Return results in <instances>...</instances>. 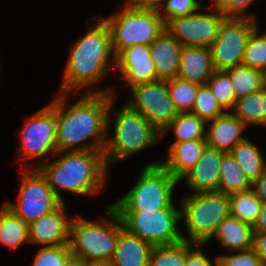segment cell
I'll list each match as a JSON object with an SVG mask.
<instances>
[{
	"label": "cell",
	"instance_id": "1",
	"mask_svg": "<svg viewBox=\"0 0 266 266\" xmlns=\"http://www.w3.org/2000/svg\"><path fill=\"white\" fill-rule=\"evenodd\" d=\"M56 97V144L59 151L104 152L108 137L110 112L115 101L113 89L87 91L67 105V93L58 92ZM68 106V108H67ZM91 142H84L89 140ZM81 143V145H80Z\"/></svg>",
	"mask_w": 266,
	"mask_h": 266
},
{
	"label": "cell",
	"instance_id": "2",
	"mask_svg": "<svg viewBox=\"0 0 266 266\" xmlns=\"http://www.w3.org/2000/svg\"><path fill=\"white\" fill-rule=\"evenodd\" d=\"M98 19L99 23L92 24L93 27L72 45L58 92L77 93L93 87L113 68L109 64V59L115 60L110 30L101 17Z\"/></svg>",
	"mask_w": 266,
	"mask_h": 266
},
{
	"label": "cell",
	"instance_id": "3",
	"mask_svg": "<svg viewBox=\"0 0 266 266\" xmlns=\"http://www.w3.org/2000/svg\"><path fill=\"white\" fill-rule=\"evenodd\" d=\"M54 161L37 168L56 196L64 202L61 190L77 195L96 194L104 187L107 165L101 151H59Z\"/></svg>",
	"mask_w": 266,
	"mask_h": 266
},
{
	"label": "cell",
	"instance_id": "4",
	"mask_svg": "<svg viewBox=\"0 0 266 266\" xmlns=\"http://www.w3.org/2000/svg\"><path fill=\"white\" fill-rule=\"evenodd\" d=\"M105 212L108 218L101 217L96 222L81 216L72 218L69 234L72 255L84 261L112 259L123 223L111 204L106 206Z\"/></svg>",
	"mask_w": 266,
	"mask_h": 266
},
{
	"label": "cell",
	"instance_id": "5",
	"mask_svg": "<svg viewBox=\"0 0 266 266\" xmlns=\"http://www.w3.org/2000/svg\"><path fill=\"white\" fill-rule=\"evenodd\" d=\"M101 18L109 27L114 57L127 47L150 45L165 30V22L155 7L125 5L109 17Z\"/></svg>",
	"mask_w": 266,
	"mask_h": 266
},
{
	"label": "cell",
	"instance_id": "6",
	"mask_svg": "<svg viewBox=\"0 0 266 266\" xmlns=\"http://www.w3.org/2000/svg\"><path fill=\"white\" fill-rule=\"evenodd\" d=\"M114 121V135L112 139H106L103 152L107 167L151 147L161 139V133L127 104L116 112Z\"/></svg>",
	"mask_w": 266,
	"mask_h": 266
},
{
	"label": "cell",
	"instance_id": "7",
	"mask_svg": "<svg viewBox=\"0 0 266 266\" xmlns=\"http://www.w3.org/2000/svg\"><path fill=\"white\" fill-rule=\"evenodd\" d=\"M135 185L111 205L116 211H153L175 207L173 190L179 182L160 162L148 163Z\"/></svg>",
	"mask_w": 266,
	"mask_h": 266
},
{
	"label": "cell",
	"instance_id": "8",
	"mask_svg": "<svg viewBox=\"0 0 266 266\" xmlns=\"http://www.w3.org/2000/svg\"><path fill=\"white\" fill-rule=\"evenodd\" d=\"M180 203V219L185 221L188 232V237L182 238L195 244H204L230 215L228 195L220 191L191 192Z\"/></svg>",
	"mask_w": 266,
	"mask_h": 266
},
{
	"label": "cell",
	"instance_id": "9",
	"mask_svg": "<svg viewBox=\"0 0 266 266\" xmlns=\"http://www.w3.org/2000/svg\"><path fill=\"white\" fill-rule=\"evenodd\" d=\"M123 227L153 246L173 245L183 241L177 224L180 210L176 207L153 211H117Z\"/></svg>",
	"mask_w": 266,
	"mask_h": 266
},
{
	"label": "cell",
	"instance_id": "10",
	"mask_svg": "<svg viewBox=\"0 0 266 266\" xmlns=\"http://www.w3.org/2000/svg\"><path fill=\"white\" fill-rule=\"evenodd\" d=\"M17 202L4 205L28 225L55 210L62 201L56 196L46 178L37 168L22 169Z\"/></svg>",
	"mask_w": 266,
	"mask_h": 266
},
{
	"label": "cell",
	"instance_id": "11",
	"mask_svg": "<svg viewBox=\"0 0 266 266\" xmlns=\"http://www.w3.org/2000/svg\"><path fill=\"white\" fill-rule=\"evenodd\" d=\"M24 128L20 131L22 145L17 150L21 154L20 163L25 168L24 163L33 158H42L48 154L55 155L56 144V99L27 117Z\"/></svg>",
	"mask_w": 266,
	"mask_h": 266
},
{
	"label": "cell",
	"instance_id": "12",
	"mask_svg": "<svg viewBox=\"0 0 266 266\" xmlns=\"http://www.w3.org/2000/svg\"><path fill=\"white\" fill-rule=\"evenodd\" d=\"M256 17L227 16L221 23L218 36L210 46L216 70L241 65L248 38L257 27Z\"/></svg>",
	"mask_w": 266,
	"mask_h": 266
},
{
	"label": "cell",
	"instance_id": "13",
	"mask_svg": "<svg viewBox=\"0 0 266 266\" xmlns=\"http://www.w3.org/2000/svg\"><path fill=\"white\" fill-rule=\"evenodd\" d=\"M132 97L127 105L141 113L160 133L178 115L166 81L138 84L130 87Z\"/></svg>",
	"mask_w": 266,
	"mask_h": 266
},
{
	"label": "cell",
	"instance_id": "14",
	"mask_svg": "<svg viewBox=\"0 0 266 266\" xmlns=\"http://www.w3.org/2000/svg\"><path fill=\"white\" fill-rule=\"evenodd\" d=\"M227 16L213 8L212 13L195 12L169 20L165 29L182 45L210 48Z\"/></svg>",
	"mask_w": 266,
	"mask_h": 266
},
{
	"label": "cell",
	"instance_id": "15",
	"mask_svg": "<svg viewBox=\"0 0 266 266\" xmlns=\"http://www.w3.org/2000/svg\"><path fill=\"white\" fill-rule=\"evenodd\" d=\"M114 65L129 88L138 84L158 81L155 65L150 56V47L139 44L121 50Z\"/></svg>",
	"mask_w": 266,
	"mask_h": 266
},
{
	"label": "cell",
	"instance_id": "16",
	"mask_svg": "<svg viewBox=\"0 0 266 266\" xmlns=\"http://www.w3.org/2000/svg\"><path fill=\"white\" fill-rule=\"evenodd\" d=\"M65 203L62 202L55 210L29 224V243L41 247L69 245L72 218H67Z\"/></svg>",
	"mask_w": 266,
	"mask_h": 266
},
{
	"label": "cell",
	"instance_id": "17",
	"mask_svg": "<svg viewBox=\"0 0 266 266\" xmlns=\"http://www.w3.org/2000/svg\"><path fill=\"white\" fill-rule=\"evenodd\" d=\"M224 154L222 151L207 147L196 165L181 180H186L193 193L218 191L220 163Z\"/></svg>",
	"mask_w": 266,
	"mask_h": 266
},
{
	"label": "cell",
	"instance_id": "18",
	"mask_svg": "<svg viewBox=\"0 0 266 266\" xmlns=\"http://www.w3.org/2000/svg\"><path fill=\"white\" fill-rule=\"evenodd\" d=\"M149 47L158 80L177 78L183 46L165 29Z\"/></svg>",
	"mask_w": 266,
	"mask_h": 266
},
{
	"label": "cell",
	"instance_id": "19",
	"mask_svg": "<svg viewBox=\"0 0 266 266\" xmlns=\"http://www.w3.org/2000/svg\"><path fill=\"white\" fill-rule=\"evenodd\" d=\"M215 70L210 48L198 46L182 47L178 78L205 85Z\"/></svg>",
	"mask_w": 266,
	"mask_h": 266
},
{
	"label": "cell",
	"instance_id": "20",
	"mask_svg": "<svg viewBox=\"0 0 266 266\" xmlns=\"http://www.w3.org/2000/svg\"><path fill=\"white\" fill-rule=\"evenodd\" d=\"M210 121V127L206 128L208 147L229 153L237 143L246 139L242 133L247 126L230 111Z\"/></svg>",
	"mask_w": 266,
	"mask_h": 266
},
{
	"label": "cell",
	"instance_id": "21",
	"mask_svg": "<svg viewBox=\"0 0 266 266\" xmlns=\"http://www.w3.org/2000/svg\"><path fill=\"white\" fill-rule=\"evenodd\" d=\"M208 147L206 139L173 142L160 164L178 181L191 170Z\"/></svg>",
	"mask_w": 266,
	"mask_h": 266
},
{
	"label": "cell",
	"instance_id": "22",
	"mask_svg": "<svg viewBox=\"0 0 266 266\" xmlns=\"http://www.w3.org/2000/svg\"><path fill=\"white\" fill-rule=\"evenodd\" d=\"M152 248L153 245L122 227L110 263L112 266H149Z\"/></svg>",
	"mask_w": 266,
	"mask_h": 266
},
{
	"label": "cell",
	"instance_id": "23",
	"mask_svg": "<svg viewBox=\"0 0 266 266\" xmlns=\"http://www.w3.org/2000/svg\"><path fill=\"white\" fill-rule=\"evenodd\" d=\"M253 233L252 225L229 215L203 245L215 237L230 252L244 251L253 248Z\"/></svg>",
	"mask_w": 266,
	"mask_h": 266
},
{
	"label": "cell",
	"instance_id": "24",
	"mask_svg": "<svg viewBox=\"0 0 266 266\" xmlns=\"http://www.w3.org/2000/svg\"><path fill=\"white\" fill-rule=\"evenodd\" d=\"M245 176L253 183L266 170V157L259 148L247 138L237 143L229 152Z\"/></svg>",
	"mask_w": 266,
	"mask_h": 266
},
{
	"label": "cell",
	"instance_id": "25",
	"mask_svg": "<svg viewBox=\"0 0 266 266\" xmlns=\"http://www.w3.org/2000/svg\"><path fill=\"white\" fill-rule=\"evenodd\" d=\"M231 113L247 127L250 124L266 127V86L237 99Z\"/></svg>",
	"mask_w": 266,
	"mask_h": 266
},
{
	"label": "cell",
	"instance_id": "26",
	"mask_svg": "<svg viewBox=\"0 0 266 266\" xmlns=\"http://www.w3.org/2000/svg\"><path fill=\"white\" fill-rule=\"evenodd\" d=\"M250 189H252V183L245 176L241 167L230 153H225L220 163L218 191L230 195Z\"/></svg>",
	"mask_w": 266,
	"mask_h": 266
},
{
	"label": "cell",
	"instance_id": "27",
	"mask_svg": "<svg viewBox=\"0 0 266 266\" xmlns=\"http://www.w3.org/2000/svg\"><path fill=\"white\" fill-rule=\"evenodd\" d=\"M29 225L4 204L0 210V242L12 250L29 243Z\"/></svg>",
	"mask_w": 266,
	"mask_h": 266
},
{
	"label": "cell",
	"instance_id": "28",
	"mask_svg": "<svg viewBox=\"0 0 266 266\" xmlns=\"http://www.w3.org/2000/svg\"><path fill=\"white\" fill-rule=\"evenodd\" d=\"M206 123L191 112H179L177 117L161 132V139L166 132L174 130L175 142L206 139Z\"/></svg>",
	"mask_w": 266,
	"mask_h": 266
},
{
	"label": "cell",
	"instance_id": "29",
	"mask_svg": "<svg viewBox=\"0 0 266 266\" xmlns=\"http://www.w3.org/2000/svg\"><path fill=\"white\" fill-rule=\"evenodd\" d=\"M236 96V99L245 97L265 87L262 71L246 65H237L225 69Z\"/></svg>",
	"mask_w": 266,
	"mask_h": 266
},
{
	"label": "cell",
	"instance_id": "30",
	"mask_svg": "<svg viewBox=\"0 0 266 266\" xmlns=\"http://www.w3.org/2000/svg\"><path fill=\"white\" fill-rule=\"evenodd\" d=\"M230 215L242 222L254 225L260 214L262 201L252 189L228 195Z\"/></svg>",
	"mask_w": 266,
	"mask_h": 266
},
{
	"label": "cell",
	"instance_id": "31",
	"mask_svg": "<svg viewBox=\"0 0 266 266\" xmlns=\"http://www.w3.org/2000/svg\"><path fill=\"white\" fill-rule=\"evenodd\" d=\"M195 243L181 241L173 245L153 246L149 266H185L186 254Z\"/></svg>",
	"mask_w": 266,
	"mask_h": 266
},
{
	"label": "cell",
	"instance_id": "32",
	"mask_svg": "<svg viewBox=\"0 0 266 266\" xmlns=\"http://www.w3.org/2000/svg\"><path fill=\"white\" fill-rule=\"evenodd\" d=\"M166 82L170 98L174 102L175 108L179 112H190L200 85L178 77Z\"/></svg>",
	"mask_w": 266,
	"mask_h": 266
},
{
	"label": "cell",
	"instance_id": "33",
	"mask_svg": "<svg viewBox=\"0 0 266 266\" xmlns=\"http://www.w3.org/2000/svg\"><path fill=\"white\" fill-rule=\"evenodd\" d=\"M206 85L209 87L220 107L225 112L231 109V112L237 99L228 73L225 70H215Z\"/></svg>",
	"mask_w": 266,
	"mask_h": 266
},
{
	"label": "cell",
	"instance_id": "34",
	"mask_svg": "<svg viewBox=\"0 0 266 266\" xmlns=\"http://www.w3.org/2000/svg\"><path fill=\"white\" fill-rule=\"evenodd\" d=\"M242 64L261 71L266 67V32L259 35L258 26L248 38Z\"/></svg>",
	"mask_w": 266,
	"mask_h": 266
},
{
	"label": "cell",
	"instance_id": "35",
	"mask_svg": "<svg viewBox=\"0 0 266 266\" xmlns=\"http://www.w3.org/2000/svg\"><path fill=\"white\" fill-rule=\"evenodd\" d=\"M190 112L205 122L225 113L206 84L198 87L195 102Z\"/></svg>",
	"mask_w": 266,
	"mask_h": 266
},
{
	"label": "cell",
	"instance_id": "36",
	"mask_svg": "<svg viewBox=\"0 0 266 266\" xmlns=\"http://www.w3.org/2000/svg\"><path fill=\"white\" fill-rule=\"evenodd\" d=\"M201 8L205 12L209 9V7H203L198 0H165L158 9L166 24L173 18L193 14Z\"/></svg>",
	"mask_w": 266,
	"mask_h": 266
},
{
	"label": "cell",
	"instance_id": "37",
	"mask_svg": "<svg viewBox=\"0 0 266 266\" xmlns=\"http://www.w3.org/2000/svg\"><path fill=\"white\" fill-rule=\"evenodd\" d=\"M71 255L69 245L41 247L34 257L32 266H64Z\"/></svg>",
	"mask_w": 266,
	"mask_h": 266
},
{
	"label": "cell",
	"instance_id": "38",
	"mask_svg": "<svg viewBox=\"0 0 266 266\" xmlns=\"http://www.w3.org/2000/svg\"><path fill=\"white\" fill-rule=\"evenodd\" d=\"M214 266H259L261 260L253 248L216 256Z\"/></svg>",
	"mask_w": 266,
	"mask_h": 266
},
{
	"label": "cell",
	"instance_id": "39",
	"mask_svg": "<svg viewBox=\"0 0 266 266\" xmlns=\"http://www.w3.org/2000/svg\"><path fill=\"white\" fill-rule=\"evenodd\" d=\"M212 7L220 13H224L226 16L244 17L253 15H244V10L252 4L255 0H212ZM243 13V14H242Z\"/></svg>",
	"mask_w": 266,
	"mask_h": 266
},
{
	"label": "cell",
	"instance_id": "40",
	"mask_svg": "<svg viewBox=\"0 0 266 266\" xmlns=\"http://www.w3.org/2000/svg\"><path fill=\"white\" fill-rule=\"evenodd\" d=\"M202 246L203 244H196V249L193 247L186 254L185 266H212L210 258L204 254Z\"/></svg>",
	"mask_w": 266,
	"mask_h": 266
},
{
	"label": "cell",
	"instance_id": "41",
	"mask_svg": "<svg viewBox=\"0 0 266 266\" xmlns=\"http://www.w3.org/2000/svg\"><path fill=\"white\" fill-rule=\"evenodd\" d=\"M253 249L261 260L266 263V232L253 233Z\"/></svg>",
	"mask_w": 266,
	"mask_h": 266
},
{
	"label": "cell",
	"instance_id": "42",
	"mask_svg": "<svg viewBox=\"0 0 266 266\" xmlns=\"http://www.w3.org/2000/svg\"><path fill=\"white\" fill-rule=\"evenodd\" d=\"M252 190L262 202H266V170L252 183Z\"/></svg>",
	"mask_w": 266,
	"mask_h": 266
},
{
	"label": "cell",
	"instance_id": "43",
	"mask_svg": "<svg viewBox=\"0 0 266 266\" xmlns=\"http://www.w3.org/2000/svg\"><path fill=\"white\" fill-rule=\"evenodd\" d=\"M252 227L253 232H266V202H262L260 214Z\"/></svg>",
	"mask_w": 266,
	"mask_h": 266
},
{
	"label": "cell",
	"instance_id": "44",
	"mask_svg": "<svg viewBox=\"0 0 266 266\" xmlns=\"http://www.w3.org/2000/svg\"><path fill=\"white\" fill-rule=\"evenodd\" d=\"M165 0H127L125 5L134 7H155L159 8Z\"/></svg>",
	"mask_w": 266,
	"mask_h": 266
},
{
	"label": "cell",
	"instance_id": "45",
	"mask_svg": "<svg viewBox=\"0 0 266 266\" xmlns=\"http://www.w3.org/2000/svg\"><path fill=\"white\" fill-rule=\"evenodd\" d=\"M64 266H84V260L71 255L64 263Z\"/></svg>",
	"mask_w": 266,
	"mask_h": 266
},
{
	"label": "cell",
	"instance_id": "46",
	"mask_svg": "<svg viewBox=\"0 0 266 266\" xmlns=\"http://www.w3.org/2000/svg\"><path fill=\"white\" fill-rule=\"evenodd\" d=\"M84 266H112V265L110 261L94 260V261H84Z\"/></svg>",
	"mask_w": 266,
	"mask_h": 266
},
{
	"label": "cell",
	"instance_id": "47",
	"mask_svg": "<svg viewBox=\"0 0 266 266\" xmlns=\"http://www.w3.org/2000/svg\"><path fill=\"white\" fill-rule=\"evenodd\" d=\"M263 80H266V67L262 70Z\"/></svg>",
	"mask_w": 266,
	"mask_h": 266
},
{
	"label": "cell",
	"instance_id": "48",
	"mask_svg": "<svg viewBox=\"0 0 266 266\" xmlns=\"http://www.w3.org/2000/svg\"><path fill=\"white\" fill-rule=\"evenodd\" d=\"M259 266H266V263H261Z\"/></svg>",
	"mask_w": 266,
	"mask_h": 266
}]
</instances>
